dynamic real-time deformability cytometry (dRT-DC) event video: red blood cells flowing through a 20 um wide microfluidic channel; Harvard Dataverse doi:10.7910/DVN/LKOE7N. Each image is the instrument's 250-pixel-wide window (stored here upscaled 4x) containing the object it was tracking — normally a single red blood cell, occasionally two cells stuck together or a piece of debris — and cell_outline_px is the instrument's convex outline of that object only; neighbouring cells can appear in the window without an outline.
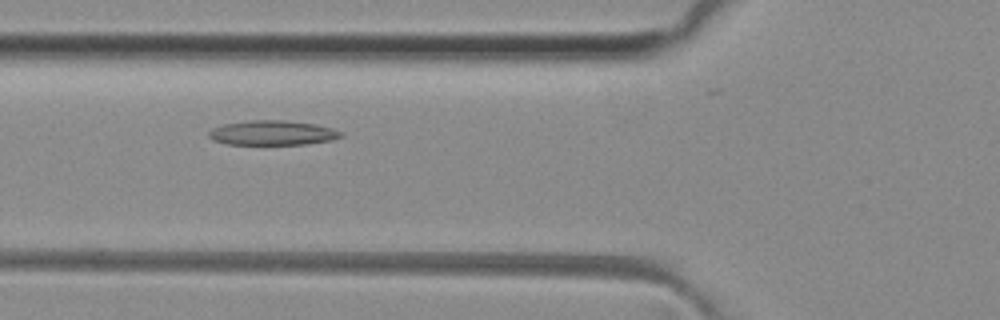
{"species": "common noctule bat (a hibernating species)", "species_latin": "Nyctalus noctula", "temperature_condition": "room temperature", "stored_images_in_passage": 41, "camera_frame_rate_fps": 3000, "um_per_image_px": 0.085, "animal": {"sex": "female", "body_mass_g": 29.2, "forearm_length_mm": 56.3}, "frame": {"image": 1, "passage_image": 9, "time_ms": 2.667, "image_size_px": [1000, 320], "cell_outline_px": [[344, 136], [332, 140], [304, 144], [224, 144], [212, 140], [208, 136], [208, 132], [212, 128], [224, 124], [248, 120], [284, 120], [316, 124], [332, 128], [344, 132]], "centroid_in_image_um": [23.17, 11.29], "position_along_channel_um": 102.6, "area_um2": 19.13}}
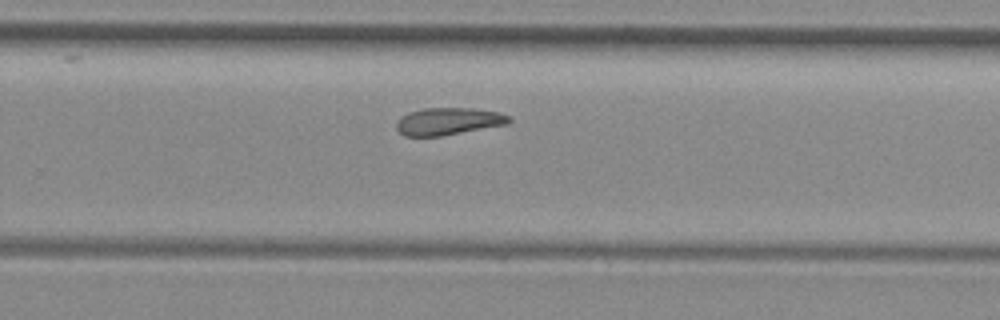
{"frame": {"image": 2, "passage_image": 23, "time_ms": 7.333, "image_size_px": [1000, 320], "cell_outline_px": [[512, 120], [508, 124], [440, 136], [404, 136], [396, 128], [396, 124], [408, 112], [424, 108], [472, 108], [500, 112], [512, 116]], "centroid_in_image_um": [38.17, 10.3], "position_along_channel_um": 291.6, "area_um2": 17.86}}
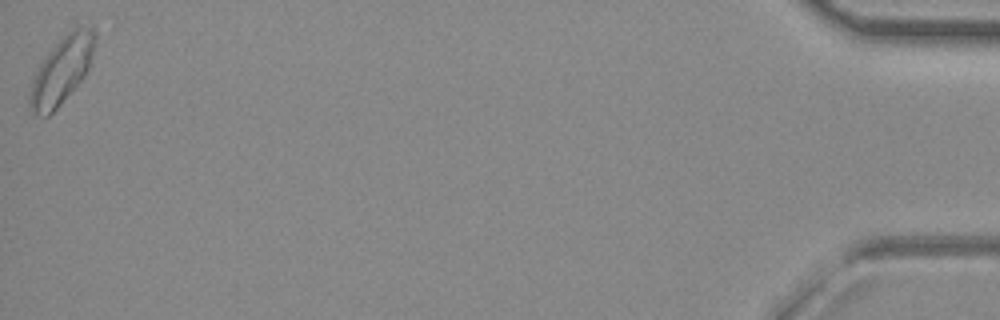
{"frame": {"image": 3, "passage_image": 41, "time_ms": 13.333, "image_size_px": [1000, 320], "cell_outline_px": [[96, 36], [88, 68], [84, 76], [60, 104], [48, 116], [32, 116], [28, 104], [28, 96], [32, 80], [40, 64], [48, 52], [68, 32], [76, 28], [92, 28], [96, 32]], "centroid_in_image_um": [5.19, 6.04], "position_along_channel_um": 430.0, "area_um2": 24.85}}